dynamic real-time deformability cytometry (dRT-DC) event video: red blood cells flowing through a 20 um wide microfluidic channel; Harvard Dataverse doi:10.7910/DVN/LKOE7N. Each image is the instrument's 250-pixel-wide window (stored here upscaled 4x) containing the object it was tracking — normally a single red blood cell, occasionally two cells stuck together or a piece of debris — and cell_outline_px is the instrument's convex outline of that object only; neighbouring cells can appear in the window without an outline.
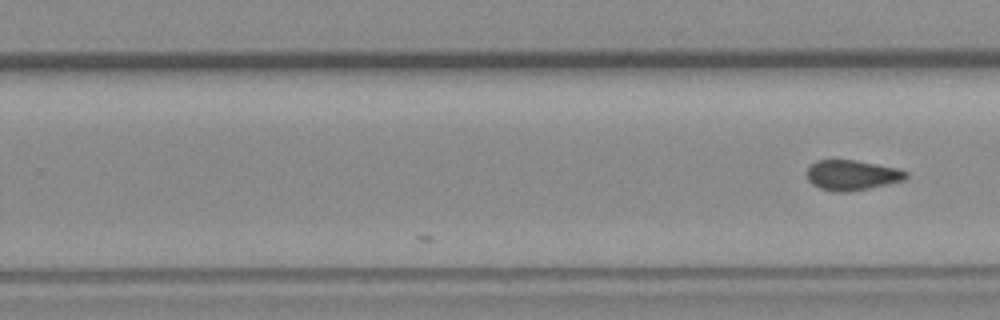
{"species": "common noctule bat (a hibernating species)", "species_latin": "Nyctalus noctula", "temperature_condition": "room temperature", "stored_images_in_passage": 19, "camera_frame_rate_fps": 3000, "um_per_image_px": 0.085, "animal": {"sex": "female", "body_mass_g": 19.3, "forearm_length_mm": 54.1}, "frame": {"image": 1, "passage_image": 19, "time_ms": 6.0, "image_size_px": [1000, 320], "cell_outline_px": [[908, 176], [904, 180], [868, 188], [848, 192], [836, 192], [820, 188], [812, 184], [808, 180], [808, 168], [816, 160], [856, 160], [900, 168], [908, 172]], "centroid_in_image_um": [72.44, 14.88], "position_along_channel_um": 257.4, "area_um2": 17.4}}